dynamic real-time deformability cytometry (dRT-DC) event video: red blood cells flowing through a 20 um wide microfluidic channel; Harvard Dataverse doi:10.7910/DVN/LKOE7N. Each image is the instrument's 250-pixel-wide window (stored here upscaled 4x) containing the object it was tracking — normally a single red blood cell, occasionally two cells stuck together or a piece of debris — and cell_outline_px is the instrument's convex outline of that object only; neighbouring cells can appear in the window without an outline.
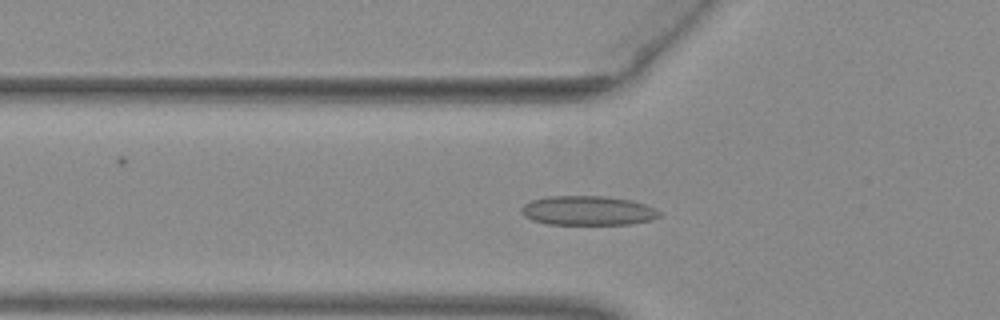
{"species": "common noctule bat (a hibernating species)", "species_latin": "Nyctalus noctula", "temperature_condition": "warm", "stored_images_in_passage": 50, "camera_frame_rate_fps": 3000, "um_per_image_px": 0.085, "animal": {"sex": "female", "body_mass_g": 29.2, "forearm_length_mm": 56.3}, "frame": {"image": 1, "passage_image": 19, "time_ms": 6.0, "image_size_px": [1000, 320], "cell_outline_px": [[664, 216], [652, 220], [628, 224], [548, 224], [532, 220], [524, 216], [520, 212], [520, 208], [524, 204], [532, 200], [548, 196], [604, 196], [628, 200], [644, 204], [656, 208]], "centroid_in_image_um": [49.97, 17.9], "position_along_channel_um": 75.8, "area_um2": 23.7}}
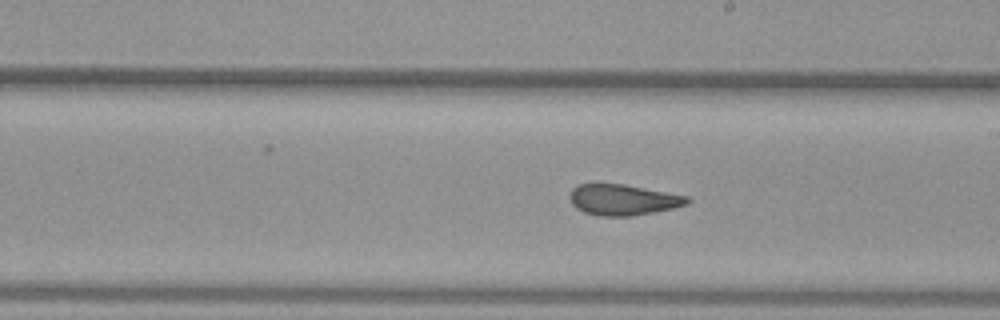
{"frame": {"image": 2, "passage_image": 31, "time_ms": 10.0, "image_size_px": [1000, 320], "cell_outline_px": [[692, 200], [688, 204], [672, 208], [632, 216], [600, 216], [584, 212], [576, 208], [572, 204], [568, 196], [572, 188], [576, 184], [624, 184], [688, 196]], "centroid_in_image_um": [52.93, 16.98], "position_along_channel_um": 236.1, "area_um2": 21.15}}
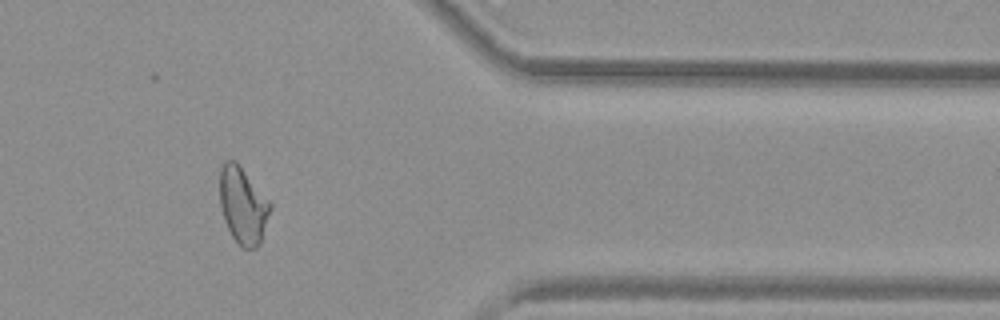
{"frame": {"image": 3, "passage_image": 44, "time_ms": 14.333, "image_size_px": [1000, 320], "cell_outline_px": [[272, 208], [260, 244], [256, 248], [244, 248], [232, 236], [224, 220], [220, 204], [220, 168], [224, 160], [236, 160], [272, 204]], "centroid_in_image_um": [20.66, 17.44], "position_along_channel_um": 390.7, "area_um2": 22.54}}